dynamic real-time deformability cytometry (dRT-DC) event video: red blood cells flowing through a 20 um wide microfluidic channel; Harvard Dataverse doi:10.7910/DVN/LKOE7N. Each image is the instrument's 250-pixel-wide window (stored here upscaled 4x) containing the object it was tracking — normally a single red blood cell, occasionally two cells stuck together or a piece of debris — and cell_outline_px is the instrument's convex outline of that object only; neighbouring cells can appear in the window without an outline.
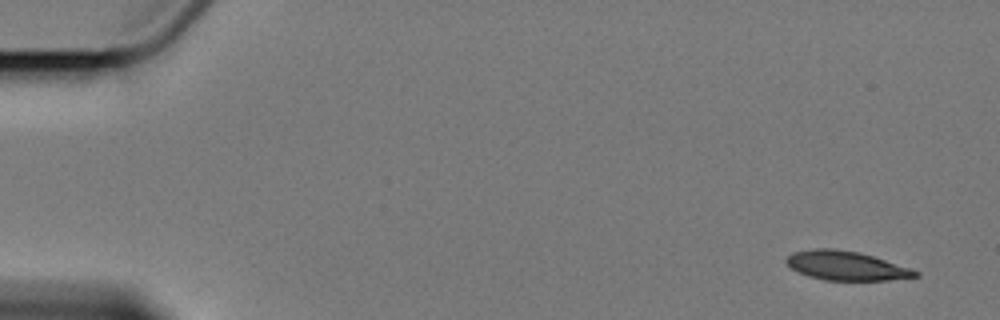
{"species": "Egyptian fruit bat (a non-hibernating species)", "species_latin": "Rousettus aegyptiacus", "temperature_condition": "cold", "stored_images_in_passage": 4, "camera_frame_rate_fps": 3000, "um_per_image_px": 0.085, "animal": {"sex": "female"}, "frame": {"image": 1, "passage_image": 1, "time_ms": 0.0, "image_size_px": [1000, 320], "cell_outline_px": [[920, 276], [888, 280], [824, 280], [808, 276], [792, 268], [784, 260], [792, 252], [812, 248], [836, 248], [860, 252], [920, 272]], "centroid_in_image_um": [71.88, 22.57], "position_along_channel_um": 13.1, "area_um2": 21.73}}
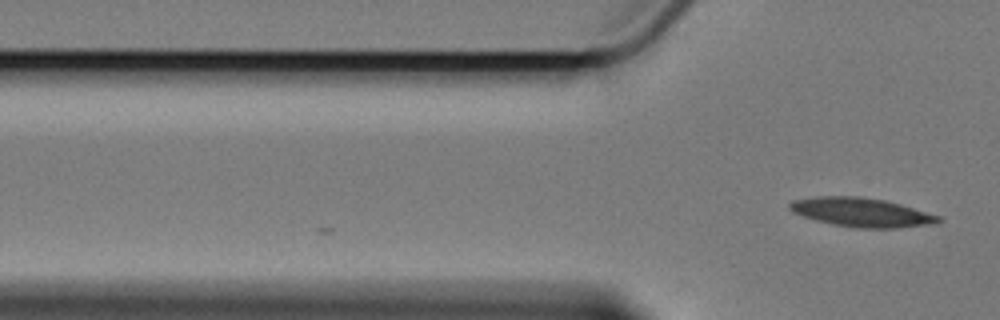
{"frame": {"image": 2, "passage_image": 4, "time_ms": 4.667, "image_size_px": [1000, 320], "cell_outline_px": [[940, 220], [936, 224], [896, 228], [856, 228], [832, 224], [816, 220], [792, 212], [788, 208], [788, 204], [792, 200], [816, 196], [860, 196], [884, 200], [900, 204], [940, 216]], "centroid_in_image_um": [73.2, 18.04], "position_along_channel_um": 52.6, "area_um2": 25.14}}